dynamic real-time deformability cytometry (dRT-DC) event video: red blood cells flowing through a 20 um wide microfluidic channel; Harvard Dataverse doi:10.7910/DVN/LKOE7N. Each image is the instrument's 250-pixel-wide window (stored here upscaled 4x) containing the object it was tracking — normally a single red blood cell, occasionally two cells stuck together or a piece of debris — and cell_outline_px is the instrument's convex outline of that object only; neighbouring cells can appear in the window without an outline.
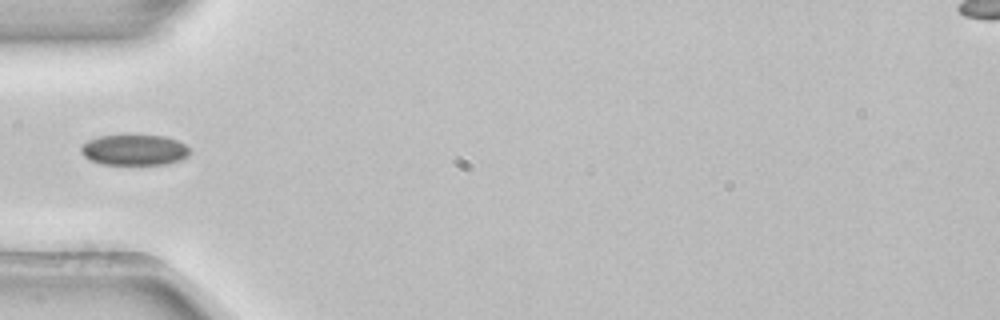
{"species": "common noctule bat (a hibernating species)", "species_latin": "Nyctalus noctula", "temperature_condition": "room temperature", "stored_images_in_passage": 5, "camera_frame_rate_fps": 3000, "um_per_image_px": 0.085, "animal": {"sex": "female", "body_mass_g": 22.7, "forearm_length_mm": 54.2}, "frame": {"image": 1, "passage_image": 4, "time_ms": 1.0, "image_size_px": [1000, 320], "cell_outline_px": [[192, 152], [188, 156], [180, 160], [164, 164], [100, 164], [88, 160], [80, 152], [80, 148], [88, 140], [100, 136], [164, 136], [176, 140], [184, 144]], "centroid_in_image_um": [11.4, 12.76], "position_along_channel_um": 73.6, "area_um2": 19.31}}